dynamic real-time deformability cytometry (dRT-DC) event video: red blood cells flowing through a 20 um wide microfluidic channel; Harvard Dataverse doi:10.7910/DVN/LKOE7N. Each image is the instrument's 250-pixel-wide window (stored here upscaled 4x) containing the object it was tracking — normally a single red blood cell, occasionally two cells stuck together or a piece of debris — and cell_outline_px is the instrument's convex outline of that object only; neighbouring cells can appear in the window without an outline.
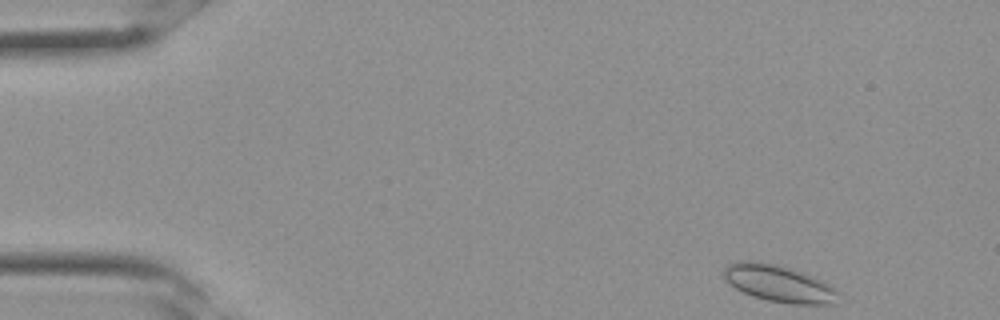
{"species": "Egyptian fruit bat (a non-hibernating species)", "species_latin": "Rousettus aegyptiacus", "temperature_condition": "room temperature", "stored_images_in_passage": 31, "camera_frame_rate_fps": 3000, "um_per_image_px": 0.085, "frame": {"image": 1, "passage_image": 1, "time_ms": 0.0, "image_size_px": [1000, 320], "cell_outline_px": [[840, 292], [836, 304], [792, 304], [768, 300], [752, 296], [736, 288], [724, 276], [724, 268], [728, 264], [740, 260], [748, 260], [772, 264], [804, 272], [824, 280], [836, 288]], "centroid_in_image_um": [66.28, 24.11], "position_along_channel_um": 18.7, "area_um2": 24.57}}
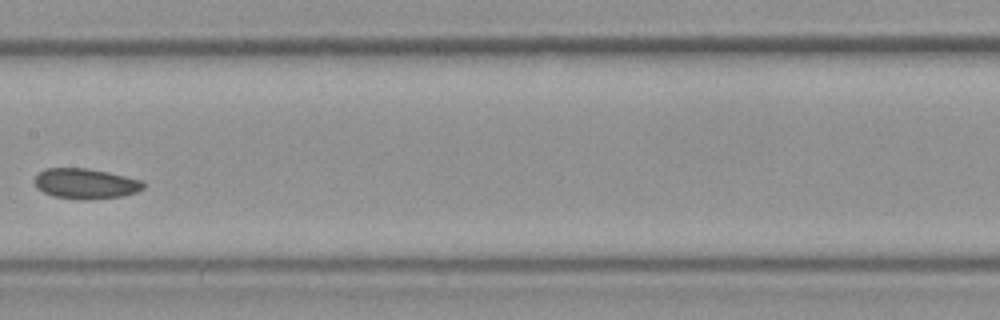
{"frame": {"image": 2, "passage_image": 15, "time_ms": 4.667, "image_size_px": [1000, 320], "cell_outline_px": [[144, 188], [136, 192], [124, 196], [84, 200], [52, 196], [36, 188], [32, 180], [44, 168], [88, 168], [108, 172], [144, 180]], "centroid_in_image_um": [7.27, 15.61], "position_along_channel_um": 200.1, "area_um2": 19.48}}
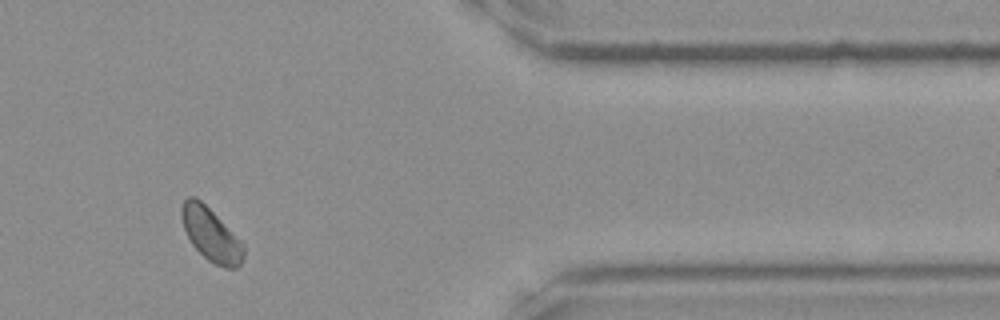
{"frame": {"image": 3, "passage_image": 26, "time_ms": 8.333, "image_size_px": [1000, 320], "cell_outline_px": [[244, 260], [236, 268], [224, 268], [208, 260], [192, 244], [184, 228], [180, 212], [180, 208], [184, 200], [188, 196], [196, 196], [244, 244]], "centroid_in_image_um": [17.93, 19.94], "position_along_channel_um": 393.5, "area_um2": 18.9}}